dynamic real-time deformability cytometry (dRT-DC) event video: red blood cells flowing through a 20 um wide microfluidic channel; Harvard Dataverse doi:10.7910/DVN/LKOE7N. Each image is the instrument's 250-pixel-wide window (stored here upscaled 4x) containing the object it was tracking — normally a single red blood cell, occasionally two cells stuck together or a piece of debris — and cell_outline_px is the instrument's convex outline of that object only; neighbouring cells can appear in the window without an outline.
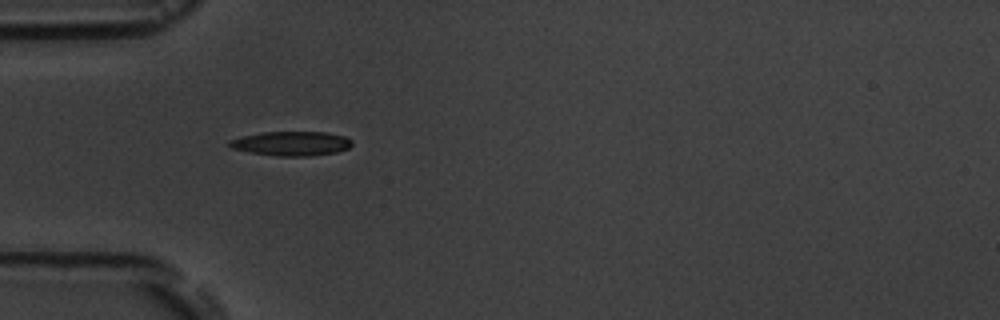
{"species": "common noctule bat (a hibernating species)", "species_latin": "Nyctalus noctula", "temperature_condition": "room temperature", "stored_images_in_passage": 2, "camera_frame_rate_fps": 3000, "um_per_image_px": 0.085, "animal": {"sex": "male", "body_mass_g": 19.5, "forearm_length_mm": 54.6}, "frame": {"image": 1, "passage_image": 1, "time_ms": 0.0, "image_size_px": [1000, 320], "cell_outline_px": [[352, 144], [348, 148], [336, 152], [308, 156], [276, 156], [252, 152], [232, 148], [228, 144], [228, 140], [244, 136], [264, 132], [328, 132], [344, 136], [352, 140]], "centroid_in_image_um": [24.79, 12.19], "position_along_channel_um": 60.2, "area_um2": 17.22}}
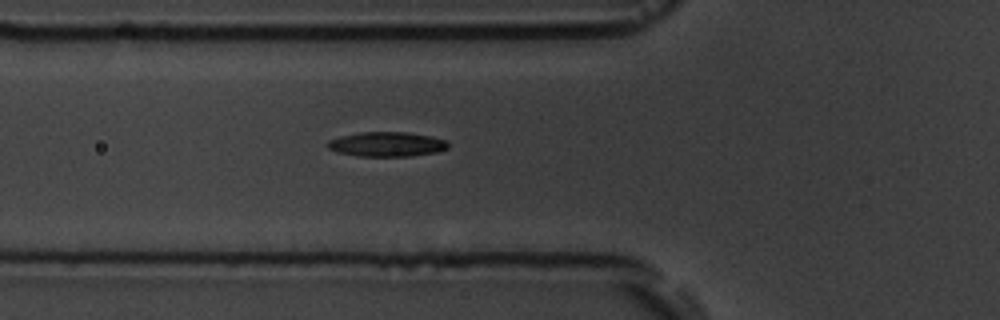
{"frame": {"image": 2, "passage_image": 2, "time_ms": 1.0, "image_size_px": [1000, 320], "cell_outline_px": [[448, 148], [436, 152], [412, 156], [360, 156], [336, 152], [328, 148], [324, 144], [328, 140], [340, 136], [360, 132], [408, 132], [428, 136], [444, 140], [448, 144]], "centroid_in_image_um": [32.81, 12.26], "position_along_channel_um": 93.0, "area_um2": 17.28}}